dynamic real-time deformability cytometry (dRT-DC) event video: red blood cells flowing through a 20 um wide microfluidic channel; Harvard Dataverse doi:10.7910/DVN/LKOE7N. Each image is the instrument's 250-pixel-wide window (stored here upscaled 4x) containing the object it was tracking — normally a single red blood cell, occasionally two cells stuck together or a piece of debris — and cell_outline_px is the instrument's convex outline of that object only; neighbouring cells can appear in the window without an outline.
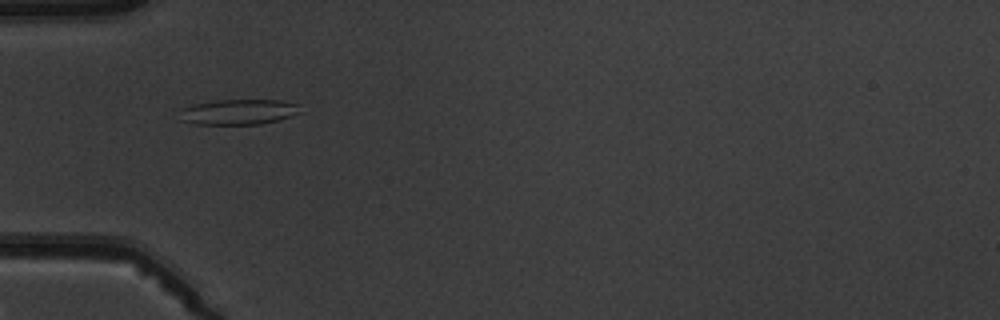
{"species": "common noctule bat (a hibernating species)", "species_latin": "Nyctalus noctula", "temperature_condition": "warm", "stored_images_in_passage": 7, "camera_frame_rate_fps": 3000, "um_per_image_px": 0.085, "animal": {"sex": "male", "body_mass_g": 19.5, "forearm_length_mm": 54.6}, "frame": {"image": 1, "passage_image": 5, "time_ms": 4.667, "image_size_px": [1000, 320], "cell_outline_px": [[304, 112], [292, 116], [260, 124], [192, 124], [180, 120], [180, 108], [192, 104], [216, 100], [280, 100], [300, 104]], "centroid_in_image_um": [20.29, 9.5], "position_along_channel_um": 64.7, "area_um2": 18.15}}
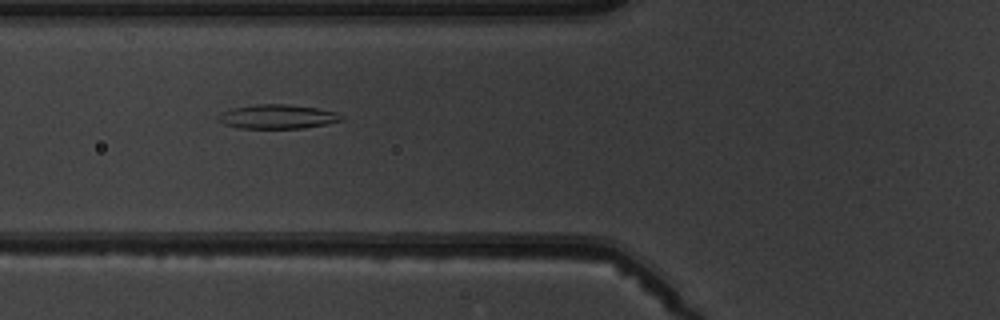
{"frame": {"image": 2, "passage_image": 6, "time_ms": 5.667, "image_size_px": [1000, 320], "cell_outline_px": [[344, 120], [328, 124], [300, 128], [240, 128], [224, 124], [216, 120], [216, 116], [220, 112], [232, 108], [256, 104], [288, 104], [316, 108], [336, 112], [344, 116]], "centroid_in_image_um": [23.56, 9.91], "position_along_channel_um": 102.2, "area_um2": 17.51}}
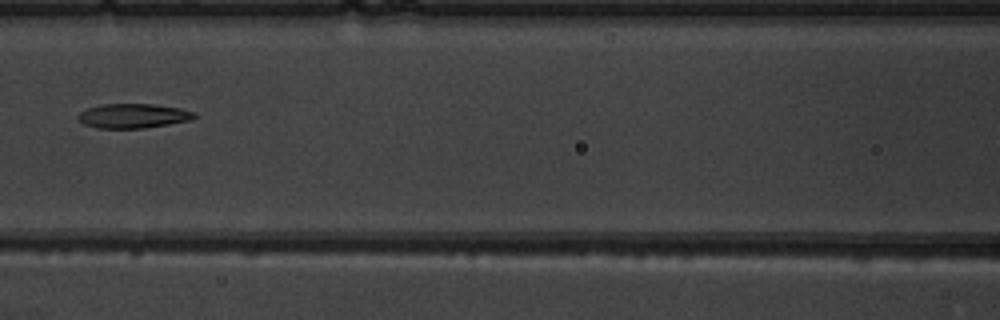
{"frame": {"image": 3, "passage_image": 7, "time_ms": 7.0, "image_size_px": [1000, 320], "cell_outline_px": [[196, 116], [192, 120], [144, 128], [96, 128], [84, 124], [76, 116], [80, 112], [88, 108], [100, 104], [152, 104], [180, 108], [196, 112]], "centroid_in_image_um": [11.33, 9.84], "position_along_channel_um": 155.3, "area_um2": 16.59}}